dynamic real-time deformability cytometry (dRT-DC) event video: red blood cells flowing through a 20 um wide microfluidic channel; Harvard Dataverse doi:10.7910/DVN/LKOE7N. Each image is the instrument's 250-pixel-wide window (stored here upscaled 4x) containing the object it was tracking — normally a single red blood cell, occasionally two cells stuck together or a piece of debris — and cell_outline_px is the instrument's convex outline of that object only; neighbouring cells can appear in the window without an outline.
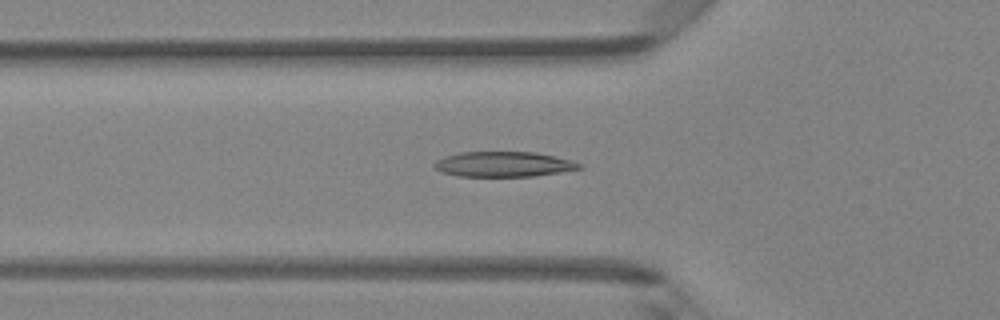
{"species": "Egyptian fruit bat (a non-hibernating species)", "species_latin": "Rousettus aegyptiacus", "temperature_condition": "room temperature", "stored_images_in_passage": 47, "segment_of_instrument_passage": [1, 2], "camera_frame_rate_fps": 3000, "um_per_image_px": 0.085, "animal": {"sex": "female"}, "frame": {"image": 1, "passage_image": 15, "time_ms": 4.667, "image_size_px": [1000, 320], "cell_outline_px": [[584, 168], [560, 172], [532, 176], [456, 176], [440, 172], [432, 164], [436, 160], [444, 156], [460, 152], [536, 152], [568, 160], [580, 164]], "centroid_in_image_um": [42.73, 13.96], "position_along_channel_um": 83.1, "area_um2": 21.15}}
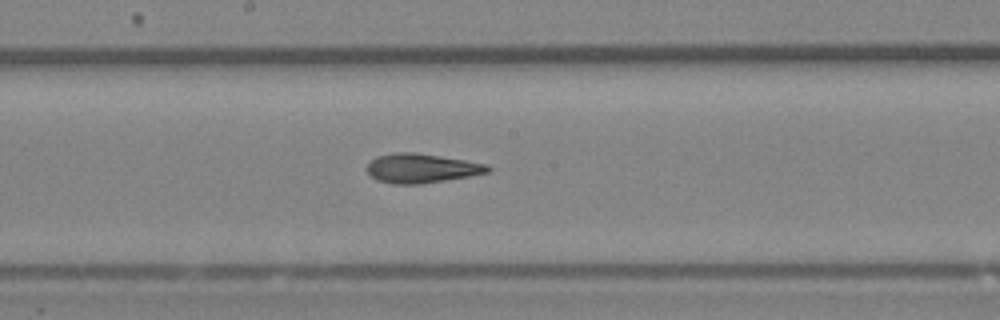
{"frame": {"image": 2, "passage_image": 24, "time_ms": 7.667, "image_size_px": [1000, 320], "cell_outline_px": [[492, 168], [488, 172], [468, 176], [420, 184], [392, 184], [376, 180], [368, 172], [368, 164], [376, 156], [396, 152], [412, 152], [440, 156], [488, 164]], "centroid_in_image_um": [35.82, 14.3], "position_along_channel_um": 212.4, "area_um2": 20.4}}
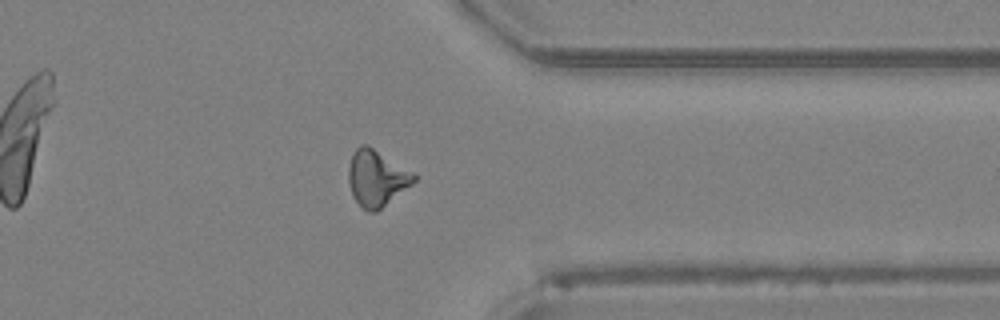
{"frame": {"image": 3, "passage_image": 36, "time_ms": 11.667, "image_size_px": [1000, 320], "cell_outline_px": [[416, 180], [412, 184], [376, 212], [368, 212], [352, 196], [348, 180], [348, 168], [352, 156], [356, 148], [360, 144], [368, 144], [412, 172], [416, 176]], "centroid_in_image_um": [31.99, 15.13], "position_along_channel_um": 379.4, "area_um2": 21.15}}